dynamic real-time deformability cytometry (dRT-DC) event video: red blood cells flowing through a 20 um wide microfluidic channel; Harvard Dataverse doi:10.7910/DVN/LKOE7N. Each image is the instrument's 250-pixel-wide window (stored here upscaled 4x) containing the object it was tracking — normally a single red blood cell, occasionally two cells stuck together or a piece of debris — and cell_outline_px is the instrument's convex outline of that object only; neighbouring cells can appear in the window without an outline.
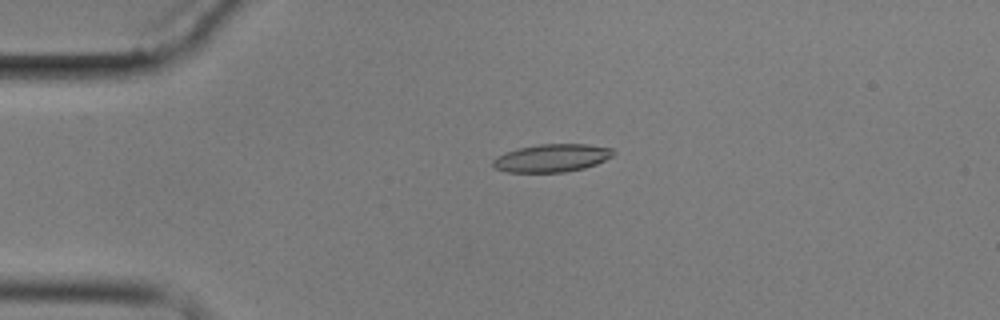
{"species": "common noctule bat (a hibernating species)", "species_latin": "Nyctalus noctula", "temperature_condition": "cold", "stored_images_in_passage": 4, "camera_frame_rate_fps": 3000, "um_per_image_px": 0.085, "animal": {"sex": "male", "body_mass_g": 17.9}, "frame": {"image": 1, "passage_image": 3, "time_ms": 3.333, "image_size_px": [1000, 320], "cell_outline_px": [[616, 152], [612, 156], [596, 164], [584, 168], [564, 172], [508, 172], [496, 168], [492, 164], [492, 160], [496, 156], [520, 148], [540, 144], [588, 144], [612, 148]], "centroid_in_image_um": [46.93, 13.43], "position_along_channel_um": 38.1, "area_um2": 19.42}}